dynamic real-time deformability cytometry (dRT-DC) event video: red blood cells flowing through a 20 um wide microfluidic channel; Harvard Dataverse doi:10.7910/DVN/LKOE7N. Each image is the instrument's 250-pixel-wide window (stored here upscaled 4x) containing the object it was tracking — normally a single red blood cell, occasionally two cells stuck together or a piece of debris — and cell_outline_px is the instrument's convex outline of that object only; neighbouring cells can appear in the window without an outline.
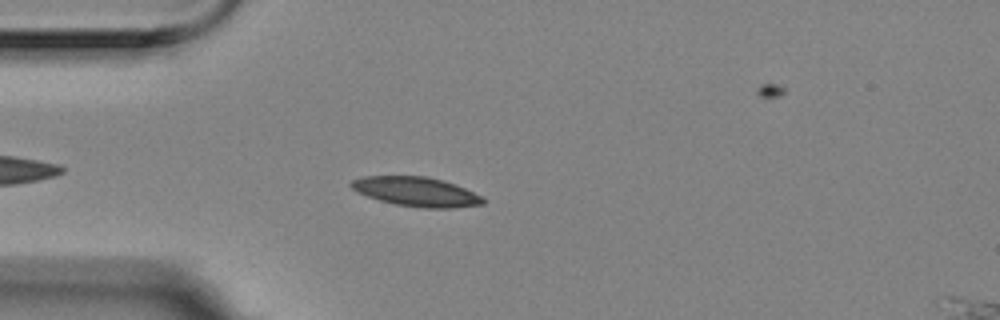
{"species": "Egyptian fruit bat (a non-hibernating species)", "species_latin": "Rousettus aegyptiacus", "temperature_condition": "room temperature", "stored_images_in_passage": 3, "camera_frame_rate_fps": 3000, "um_per_image_px": 0.085, "animal": {"sex": "female"}, "frame": {"image": 1, "passage_image": 2, "time_ms": 0.333, "image_size_px": [1000, 320], "cell_outline_px": [[484, 204], [452, 208], [424, 208], [396, 204], [380, 200], [356, 192], [348, 184], [352, 180], [364, 176], [424, 176], [444, 180], [456, 184], [480, 196], [484, 200]], "centroid_in_image_um": [35.36, 16.29], "position_along_channel_um": 49.6, "area_um2": 22.43}}